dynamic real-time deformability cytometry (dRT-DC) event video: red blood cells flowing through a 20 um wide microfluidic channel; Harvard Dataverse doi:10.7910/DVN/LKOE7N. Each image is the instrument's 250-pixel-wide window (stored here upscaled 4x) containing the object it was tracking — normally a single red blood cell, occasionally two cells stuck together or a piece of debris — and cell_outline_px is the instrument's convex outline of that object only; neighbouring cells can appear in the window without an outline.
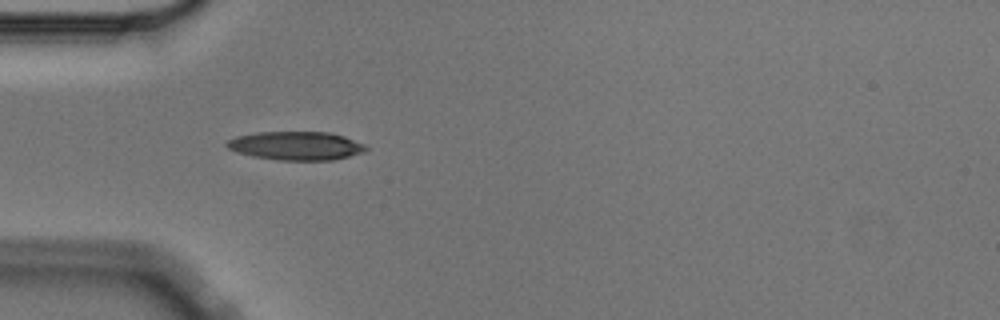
{"species": "Egyptian fruit bat (a non-hibernating species)", "species_latin": "Rousettus aegyptiacus", "temperature_condition": "cold", "stored_images_in_passage": 7, "camera_frame_rate_fps": 3000, "um_per_image_px": 0.085, "animal": {"sex": "male"}, "frame": {"image": 1, "passage_image": 1, "time_ms": 0.0, "image_size_px": [1000, 320], "cell_outline_px": [[368, 148], [364, 152], [332, 160], [280, 160], [252, 156], [236, 152], [228, 148], [224, 144], [228, 140], [236, 136], [256, 132], [332, 132], [344, 136], [364, 144]], "centroid_in_image_um": [25.15, 12.38], "position_along_channel_um": 59.9, "area_um2": 23.18}}
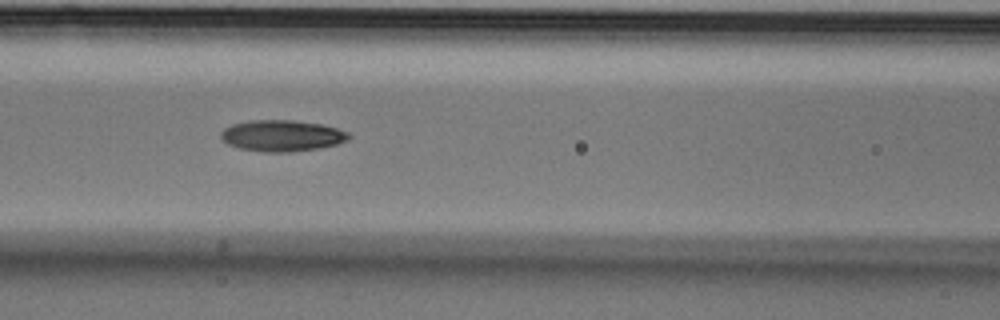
{"frame": {"image": 2, "passage_image": 3, "time_ms": 0.667, "image_size_px": [1000, 320], "cell_outline_px": [[352, 136], [348, 140], [336, 144], [320, 148], [288, 152], [264, 152], [240, 148], [228, 144], [220, 136], [220, 132], [224, 128], [232, 124], [248, 120], [292, 120], [320, 124], [336, 128], [348, 132]], "centroid_in_image_um": [23.96, 11.53], "position_along_channel_um": 142.6, "area_um2": 23.29}}
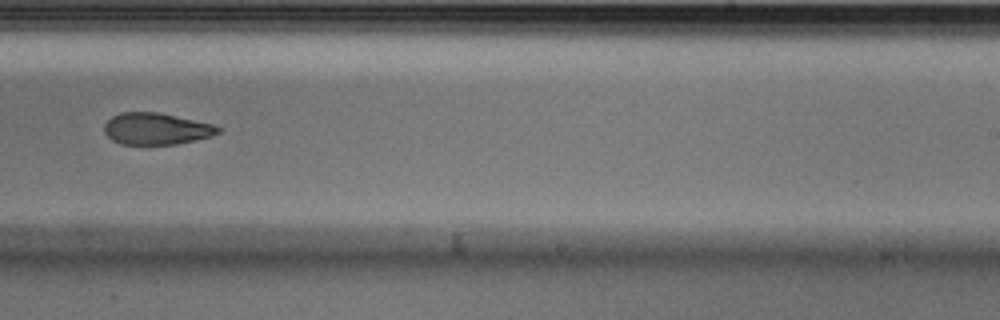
{"frame": {"image": 3, "passage_image": 6, "time_ms": 1.667, "image_size_px": [1000, 320], "cell_outline_px": [[220, 132], [212, 136], [196, 140], [176, 144], [120, 144], [112, 140], [104, 132], [104, 124], [112, 116], [120, 112], [156, 112], [212, 124], [220, 128]], "centroid_in_image_um": [13.25, 10.95], "position_along_channel_um": 275.7, "area_um2": 20.87}}